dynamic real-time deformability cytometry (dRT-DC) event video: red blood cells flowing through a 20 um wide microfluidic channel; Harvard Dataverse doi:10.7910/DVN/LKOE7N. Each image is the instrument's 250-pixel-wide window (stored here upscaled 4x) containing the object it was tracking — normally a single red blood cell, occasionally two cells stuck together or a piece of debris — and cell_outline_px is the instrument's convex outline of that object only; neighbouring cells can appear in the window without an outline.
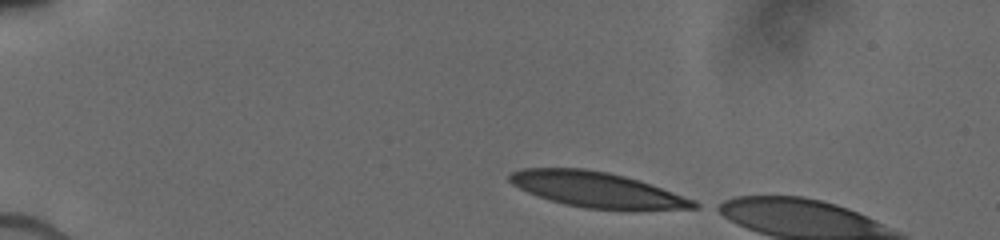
{"species": "human", "species_latin": "Homo sapiens", "temperature_condition": "cold", "stored_images_in_passage": 7, "camera_frame_rate_fps": 3000, "um_per_image_px": 0.085, "donor": {"sex": "male"}, "frame": {"image": 1, "passage_image": 1, "time_ms": 0.0, "image_size_px": [1000, 240], "cell_outline_px": [[704, 204], [700, 208], [632, 212], [584, 208], [564, 204], [548, 200], [536, 196], [512, 184], [508, 180], [508, 176], [512, 172], [524, 168], [584, 168], [608, 172], [624, 176], [696, 200]], "centroid_in_image_um": [50.83, 16.17], "position_along_channel_um": 34.2, "area_um2": 38.78}}